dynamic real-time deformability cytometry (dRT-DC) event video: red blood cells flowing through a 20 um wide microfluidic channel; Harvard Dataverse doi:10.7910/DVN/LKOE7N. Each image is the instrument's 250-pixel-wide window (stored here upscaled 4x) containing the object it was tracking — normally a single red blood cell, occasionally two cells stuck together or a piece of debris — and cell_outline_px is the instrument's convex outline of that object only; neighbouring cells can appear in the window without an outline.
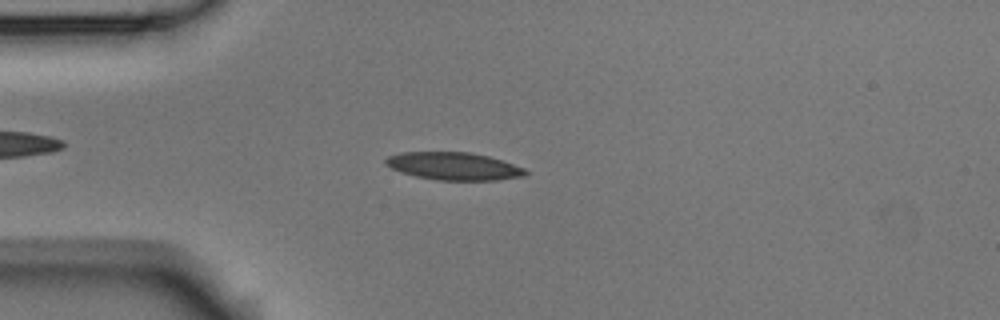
{"species": "Egyptian fruit bat (a non-hibernating species)", "species_latin": "Rousettus aegyptiacus", "temperature_condition": "room temperature", "stored_images_in_passage": 52, "camera_frame_rate_fps": 3000, "um_per_image_px": 0.085, "animal": {"sex": "male"}, "frame": {"image": 1, "passage_image": 13, "time_ms": 4.0, "image_size_px": [1000, 320], "cell_outline_px": [[528, 172], [524, 176], [496, 180], [440, 180], [416, 176], [400, 172], [384, 164], [384, 160], [388, 156], [400, 152], [468, 152], [488, 156], [524, 168]], "centroid_in_image_um": [38.53, 14.12], "position_along_channel_um": 46.5, "area_um2": 22.37}}
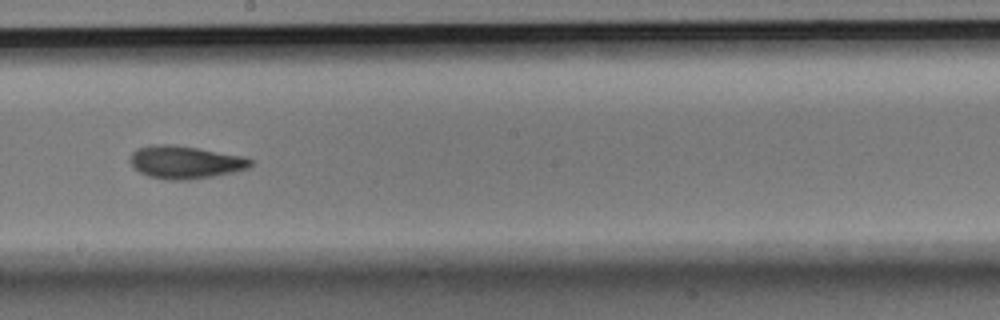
{"frame": {"image": 2, "passage_image": 29, "time_ms": 9.333, "image_size_px": [1000, 320], "cell_outline_px": [[252, 164], [248, 168], [236, 172], [188, 180], [168, 180], [148, 176], [140, 172], [128, 160], [132, 152], [136, 148], [152, 144], [172, 144], [244, 156], [252, 160]], "centroid_in_image_um": [15.73, 13.78], "position_along_channel_um": 232.5, "area_um2": 23.06}}
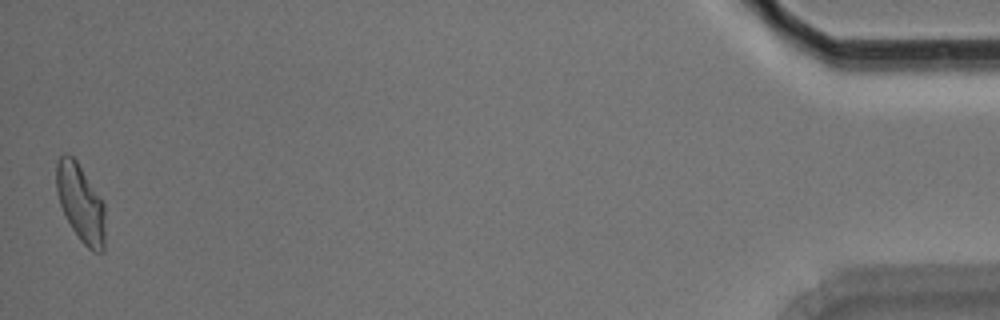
{"frame": {"image": 3, "passage_image": 52, "time_ms": 17.0, "image_size_px": [1000, 320], "cell_outline_px": [[104, 252], [92, 252], [80, 240], [72, 228], [60, 204], [56, 192], [56, 164], [60, 156], [64, 152], [68, 152], [76, 160], [104, 204]], "centroid_in_image_um": [6.84, 17.25], "position_along_channel_um": 428.4, "area_um2": 21.85}, "authors_computed_cell_mechanics": {"area_um2": 21.9929, "velocity_mm_per_s": 3.7626, "shape_relaxation_time_tau1_ms": 7.3913, "shape_relaxation_time_tau2_ms": 2.3616, "deformation_change_tau1": 0.1787, "deformation_change_tau2": 0.0805}}